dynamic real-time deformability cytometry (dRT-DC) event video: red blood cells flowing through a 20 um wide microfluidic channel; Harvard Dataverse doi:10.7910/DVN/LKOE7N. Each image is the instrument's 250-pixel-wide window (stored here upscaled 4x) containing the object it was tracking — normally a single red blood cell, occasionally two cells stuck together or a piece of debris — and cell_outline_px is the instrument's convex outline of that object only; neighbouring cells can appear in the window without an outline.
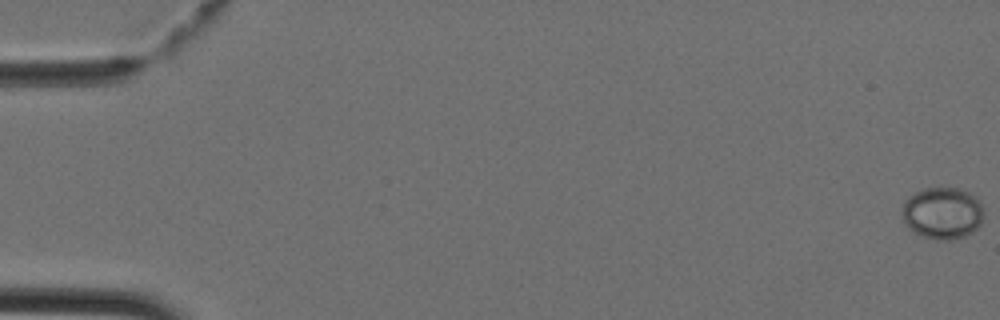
{"species": "Egyptian fruit bat (a non-hibernating species)", "species_latin": "Rousettus aegyptiacus", "temperature_condition": "cold", "stored_images_in_passage": 44, "camera_frame_rate_fps": 3000, "um_per_image_px": 0.085, "animal": {"sex": "female"}, "frame": {"image": 1, "passage_image": 1, "time_ms": 0.0, "image_size_px": [1000, 320], "cell_outline_px": [[984, 212], [980, 224], [972, 232], [964, 236], [952, 240], [936, 240], [912, 232], [904, 224], [904, 200], [908, 196], [924, 188], [960, 188], [968, 192], [980, 204]], "centroid_in_image_um": [80.09, 18.13], "position_along_channel_um": 4.9, "area_um2": 24.51}}
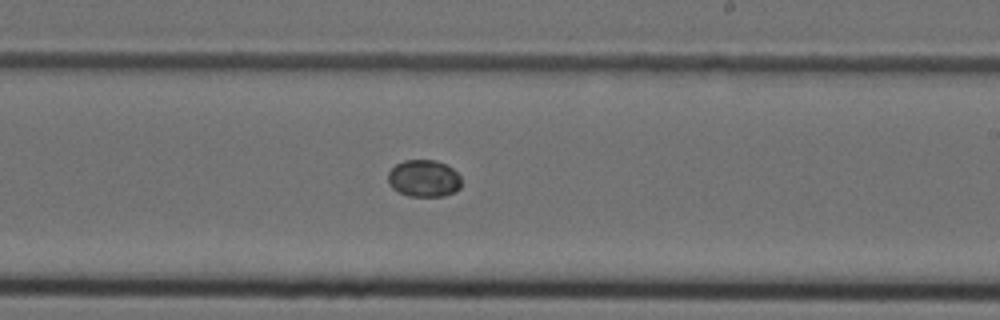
{"frame": {"image": 2, "passage_image": 27, "time_ms": 8.667, "image_size_px": [1000, 320], "cell_outline_px": [[460, 188], [456, 192], [444, 196], [408, 196], [392, 188], [388, 184], [388, 172], [396, 164], [404, 160], [436, 160], [452, 168], [460, 176]], "centroid_in_image_um": [36.02, 15.17], "position_along_channel_um": 253.0, "area_um2": 15.9}}
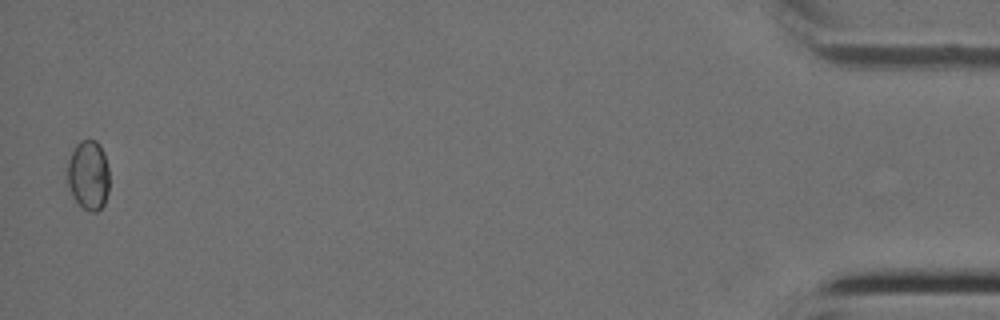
{"frame": {"image": 3, "passage_image": 44, "time_ms": 14.333, "image_size_px": [1000, 320], "cell_outline_px": [[108, 192], [104, 204], [96, 212], [92, 212], [84, 208], [72, 196], [68, 184], [68, 164], [72, 152], [76, 144], [80, 140], [96, 140], [100, 144], [104, 152], [108, 168]], "centroid_in_image_um": [7.53, 14.87], "position_along_channel_um": 427.7, "area_um2": 16.88}}